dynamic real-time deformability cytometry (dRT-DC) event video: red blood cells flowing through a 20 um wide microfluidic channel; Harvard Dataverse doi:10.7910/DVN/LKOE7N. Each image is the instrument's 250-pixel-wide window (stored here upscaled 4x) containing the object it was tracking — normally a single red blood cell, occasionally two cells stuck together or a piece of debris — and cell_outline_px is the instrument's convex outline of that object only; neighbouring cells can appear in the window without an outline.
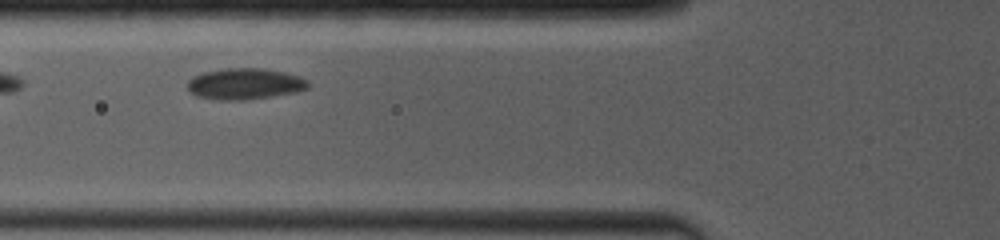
{"species": "common noctule bat (a hibernating species)", "species_latin": "Nyctalus noctula", "temperature_condition": "room temperature", "stored_images_in_passage": 11, "camera_frame_rate_fps": 4000, "um_per_image_px": 0.085, "animal": {"sex": "female", "body_mass_g": 19.0, "forearm_length_mm": 53.3}, "frame": {"image": 1, "passage_image": 3, "time_ms": 1.75, "image_size_px": [1000, 240], "cell_outline_px": [[308, 88], [296, 92], [248, 100], [220, 100], [196, 96], [188, 88], [188, 80], [204, 72], [228, 68], [264, 68], [284, 72], [300, 76], [308, 80]], "centroid_in_image_um": [20.84, 7.13], "position_along_channel_um": 105.0, "area_um2": 21.85}}
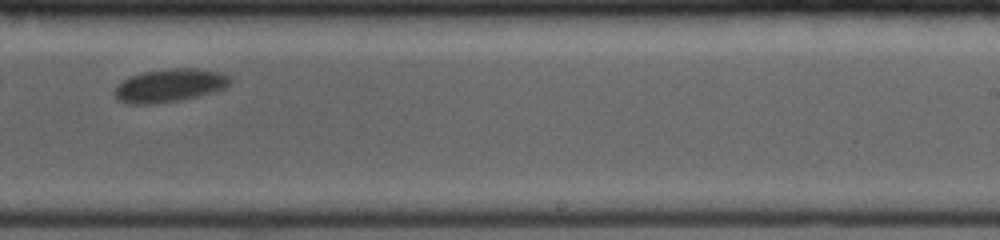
{"frame": {"image": 2, "passage_image": 7, "time_ms": 6.25, "image_size_px": [1000, 240], "cell_outline_px": [[232, 80], [224, 88], [212, 92], [180, 100], [148, 104], [128, 104], [116, 100], [112, 92], [128, 76], [144, 72], [172, 68], [196, 68], [220, 72], [232, 76]], "centroid_in_image_um": [14.4, 7.26], "position_along_channel_um": 274.6, "area_um2": 22.31}}
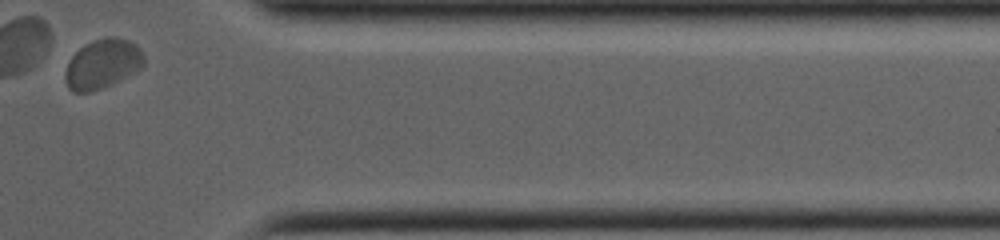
{"frame": {"image": 3, "passage_image": 11, "time_ms": 9.75, "image_size_px": [1000, 240], "cell_outline_px": [[144, 64], [140, 68], [120, 80], [112, 84], [92, 92], [72, 92], [68, 88], [64, 80], [64, 72], [68, 60], [84, 44], [92, 40], [104, 36], [116, 36], [128, 40], [136, 44], [140, 48], [144, 56]], "centroid_in_image_um": [8.68, 5.42], "position_along_channel_um": 402.7, "area_um2": 23.06}, "authors_computed_cell_mechanics": {"area_um2": 22.0796, "velocity_mm_per_s": 3.782, "shape_relaxation_time_tau1_ms": 0.8007, "shape_relaxation_time_tau2_ms": null, "deformation_change_tau1": 0.0658, "deformation_change_tau2": null}}